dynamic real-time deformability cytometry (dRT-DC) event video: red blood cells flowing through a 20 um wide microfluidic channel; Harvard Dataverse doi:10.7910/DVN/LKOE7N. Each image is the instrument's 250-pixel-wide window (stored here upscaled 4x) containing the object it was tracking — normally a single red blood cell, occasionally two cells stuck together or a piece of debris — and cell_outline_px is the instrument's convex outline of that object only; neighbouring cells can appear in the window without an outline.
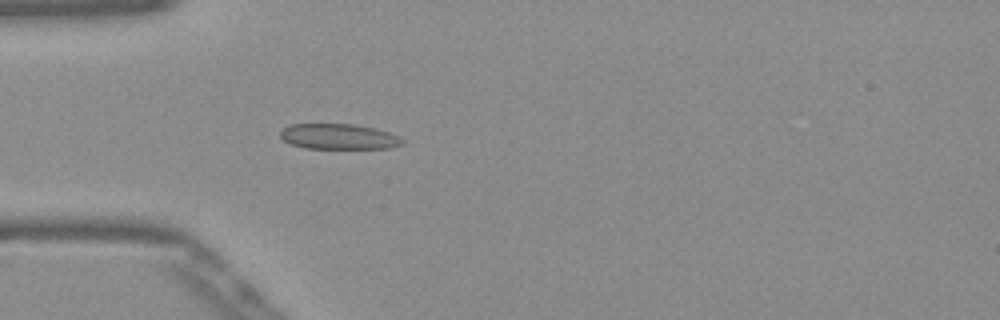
{"species": "Egyptian fruit bat (a non-hibernating species)", "species_latin": "Rousettus aegyptiacus", "temperature_condition": "warm", "stored_images_in_passage": 50, "camera_frame_rate_fps": 3000, "um_per_image_px": 0.085, "frame": {"image": 1, "passage_image": 13, "time_ms": 4.0, "image_size_px": [1000, 320], "cell_outline_px": [[404, 144], [392, 148], [304, 148], [292, 144], [284, 140], [280, 136], [280, 132], [288, 124], [352, 124], [372, 128], [388, 132], [404, 140]], "centroid_in_image_um": [28.78, 11.61], "position_along_channel_um": 56.2, "area_um2": 17.92}}
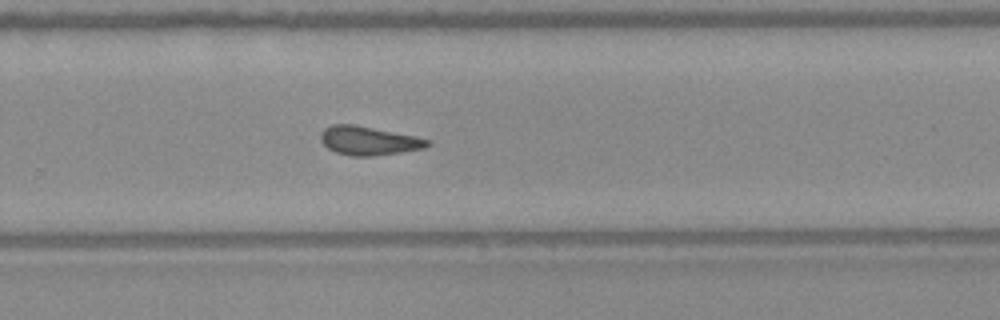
{"frame": {"image": 2, "passage_image": 32, "time_ms": 10.333, "image_size_px": [1000, 320], "cell_outline_px": [[432, 144], [424, 148], [400, 152], [372, 156], [352, 156], [336, 152], [328, 148], [320, 140], [320, 132], [324, 128], [332, 124], [352, 124], [416, 136], [432, 140]], "centroid_in_image_um": [31.34, 11.95], "position_along_channel_um": 298.5, "area_um2": 17.92}}
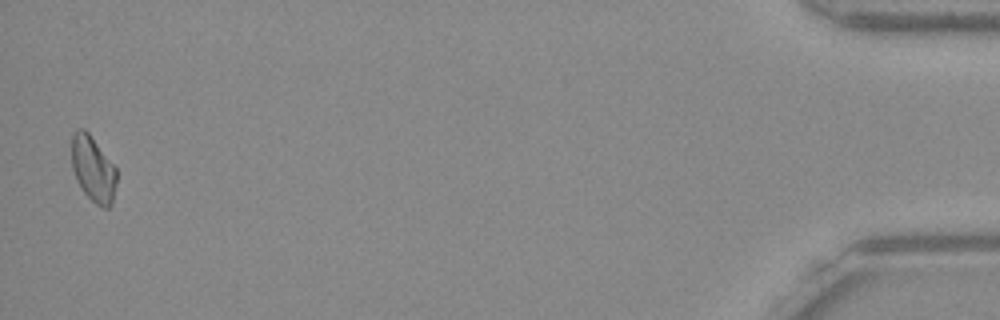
{"frame": {"image": 3, "passage_image": 49, "time_ms": 16.0, "image_size_px": [1000, 320], "cell_outline_px": [[116, 184], [112, 204], [108, 208], [104, 208], [96, 204], [84, 192], [76, 180], [72, 168], [72, 132], [80, 128], [84, 128], [88, 132], [116, 168]], "centroid_in_image_um": [7.9, 14.36], "position_along_channel_um": 427.3, "area_um2": 17.11}, "authors_computed_cell_mechanics": {"area_um2": 17.8602, "velocity_mm_per_s": 3.8883, "shape_relaxation_time_tau1_ms": null, "shape_relaxation_time_tau2_ms": 1.8293, "deformation_change_tau1": null, "deformation_change_tau2": 0.0807}}